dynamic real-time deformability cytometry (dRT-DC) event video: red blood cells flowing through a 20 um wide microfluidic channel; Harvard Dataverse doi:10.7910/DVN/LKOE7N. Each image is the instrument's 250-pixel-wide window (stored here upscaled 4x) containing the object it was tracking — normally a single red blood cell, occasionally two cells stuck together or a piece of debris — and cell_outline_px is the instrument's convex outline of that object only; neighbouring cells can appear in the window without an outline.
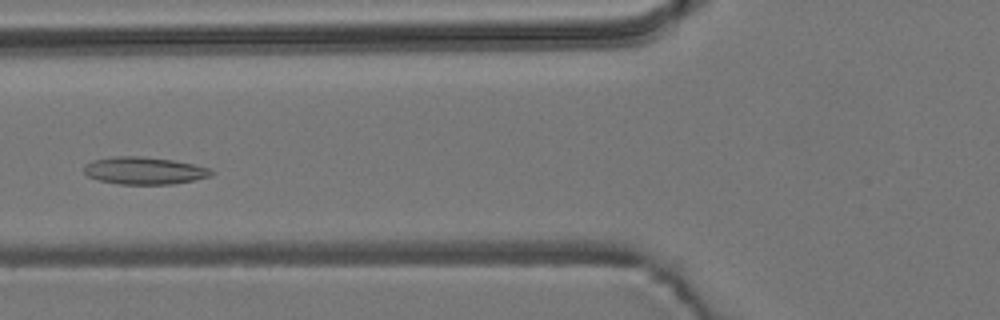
{"species": "common noctule bat (a hibernating species)", "species_latin": "Nyctalus noctula", "temperature_condition": "room temperature", "stored_images_in_passage": 5, "camera_frame_rate_fps": 3000, "um_per_image_px": 0.085, "animal": {"sex": "male", "body_mass_g": 19.2, "forearm_length_mm": 51.8}, "frame": {"image": 1, "passage_image": 5, "time_ms": 1.333, "image_size_px": [1000, 320], "cell_outline_px": [[216, 172], [212, 176], [172, 184], [120, 184], [100, 180], [88, 176], [84, 172], [84, 164], [92, 160], [116, 156], [144, 156], [172, 160], [212, 168]], "centroid_in_image_um": [12.29, 14.5], "position_along_channel_um": 113.5, "area_um2": 20.35}}